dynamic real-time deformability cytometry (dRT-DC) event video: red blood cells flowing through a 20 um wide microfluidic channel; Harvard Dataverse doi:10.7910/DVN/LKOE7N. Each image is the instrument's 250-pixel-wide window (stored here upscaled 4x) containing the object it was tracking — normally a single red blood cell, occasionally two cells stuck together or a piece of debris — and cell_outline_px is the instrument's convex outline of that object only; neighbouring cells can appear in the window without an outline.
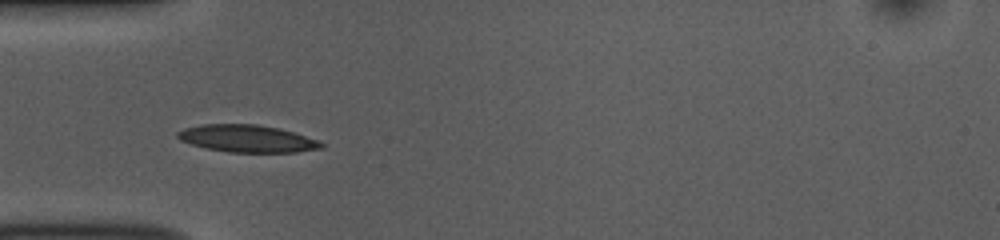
{"species": "common noctule bat (a hibernating species)", "species_latin": "Nyctalus noctula", "temperature_condition": "room temperature", "stored_images_in_passage": 37, "camera_frame_rate_fps": 3000, "um_per_image_px": 0.085, "animal": {"sex": "female", "body_mass_g": 10.0, "forearm_length_mm": 53.1}, "frame": {"image": 1, "passage_image": 1, "time_ms": 0.0, "image_size_px": [1000, 240], "cell_outline_px": [[324, 148], [296, 152], [228, 152], [208, 148], [192, 144], [180, 140], [176, 136], [176, 132], [184, 128], [204, 124], [256, 124], [280, 128], [320, 140], [324, 144]], "centroid_in_image_um": [21.04, 11.77], "position_along_channel_um": 64.0, "area_um2": 22.89}}
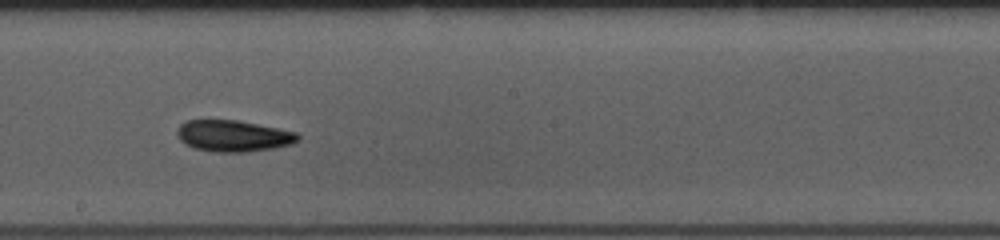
{"frame": {"image": 2, "passage_image": 14, "time_ms": 4.333, "image_size_px": [1000, 240], "cell_outline_px": [[300, 140], [292, 144], [276, 148], [248, 152], [212, 152], [192, 148], [180, 140], [176, 132], [180, 124], [188, 120], [236, 120], [296, 132], [300, 136]], "centroid_in_image_um": [19.83, 11.57], "position_along_channel_um": 228.4, "area_um2": 22.2}}
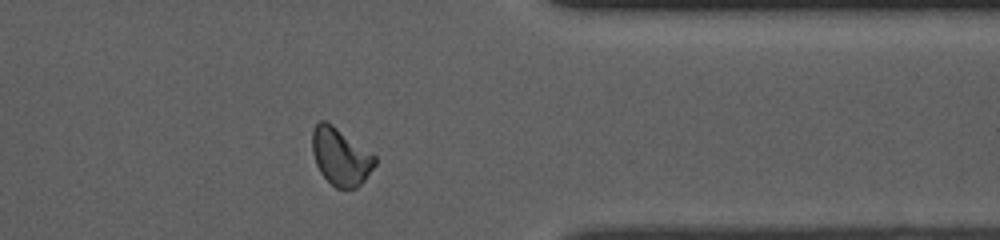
{"frame": {"image": 3, "passage_image": 27, "time_ms": 8.667, "image_size_px": [1000, 240], "cell_outline_px": [[376, 164], [364, 180], [356, 188], [336, 188], [320, 172], [316, 164], [312, 152], [312, 128], [320, 120], [324, 120], [332, 124], [376, 156]], "centroid_in_image_um": [28.93, 13.3], "position_along_channel_um": 382.5, "area_um2": 20.75}, "authors_computed_cell_mechanics": {"area_um2": 21.1548, "velocity_mm_per_s": 3.8122, "shape_relaxation_time_tau1_ms": 5.6556, "shape_relaxation_time_tau2_ms": 7.291, "deformation_change_tau1": 0.1278, "deformation_change_tau2": 0.1082}}